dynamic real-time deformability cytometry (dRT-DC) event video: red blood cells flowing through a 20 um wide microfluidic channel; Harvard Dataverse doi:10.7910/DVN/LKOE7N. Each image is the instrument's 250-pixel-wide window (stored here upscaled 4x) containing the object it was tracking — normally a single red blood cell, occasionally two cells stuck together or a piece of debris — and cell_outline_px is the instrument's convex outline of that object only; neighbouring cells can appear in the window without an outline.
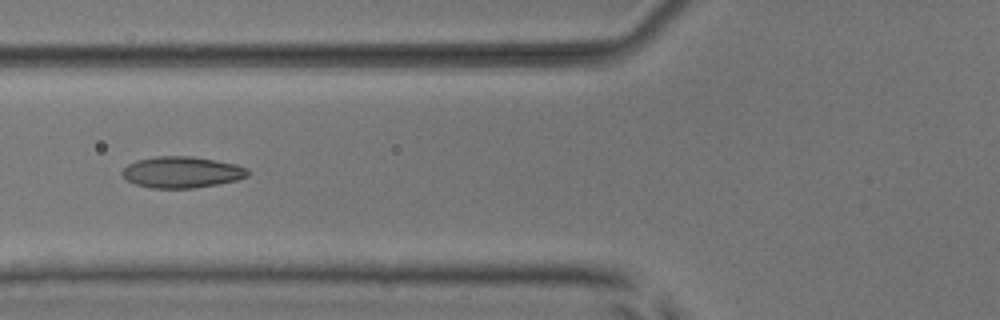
{"species": "common noctule bat (a hibernating species)", "species_latin": "Nyctalus noctula", "temperature_condition": "room temperature", "stored_images_in_passage": 7, "camera_frame_rate_fps": 3000, "um_per_image_px": 0.085, "animal": {"sex": "male", "body_mass_g": 17.9, "forearm_length_mm": 54.2}, "frame": {"image": 1, "passage_image": 7, "time_ms": 6.667, "image_size_px": [1000, 320], "cell_outline_px": [[248, 176], [236, 180], [216, 184], [192, 188], [152, 188], [136, 184], [128, 180], [120, 172], [128, 164], [136, 160], [156, 156], [192, 156], [216, 160], [236, 164], [248, 168]], "centroid_in_image_um": [15.45, 14.62], "position_along_channel_um": 110.3, "area_um2": 22.83}}